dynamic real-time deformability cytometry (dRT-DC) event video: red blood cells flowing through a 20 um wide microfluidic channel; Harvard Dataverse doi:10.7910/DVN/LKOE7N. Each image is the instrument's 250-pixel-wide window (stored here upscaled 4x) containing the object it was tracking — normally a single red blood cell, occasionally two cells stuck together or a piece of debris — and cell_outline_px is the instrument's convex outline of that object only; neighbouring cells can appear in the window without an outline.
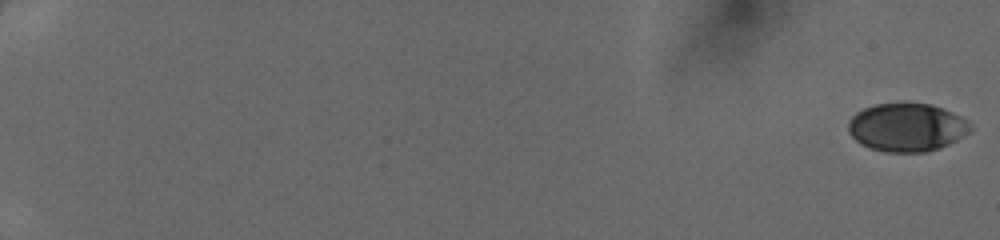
{"species": "human", "species_latin": "Homo sapiens", "temperature_condition": "cold", "stored_images_in_passage": 50, "camera_frame_rate_fps": 3000, "um_per_image_px": 0.085, "donor": {"sex": "female"}, "frame": {"image": 1, "passage_image": 1, "time_ms": 0.0, "image_size_px": [1000, 240], "cell_outline_px": [[972, 128], [968, 132], [956, 140], [940, 148], [924, 152], [884, 152], [860, 144], [848, 132], [848, 120], [856, 112], [864, 108], [876, 104], [932, 104], [952, 112], [968, 120], [972, 124]], "centroid_in_image_um": [77.07, 10.83], "position_along_channel_um": 7.9, "area_um2": 34.22}}
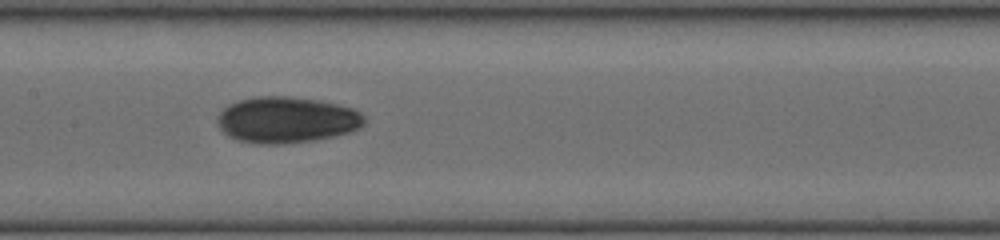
{"frame": {"image": 2, "passage_image": 29, "time_ms": 9.333, "image_size_px": [1000, 240], "cell_outline_px": [[364, 124], [360, 128], [348, 132], [332, 136], [312, 140], [284, 144], [256, 144], [240, 140], [228, 136], [216, 124], [216, 116], [228, 104], [236, 100], [256, 96], [288, 96], [320, 100], [352, 108], [360, 112], [364, 116]], "centroid_in_image_um": [24.31, 10.18], "position_along_channel_um": 183.1, "area_um2": 39.71}}
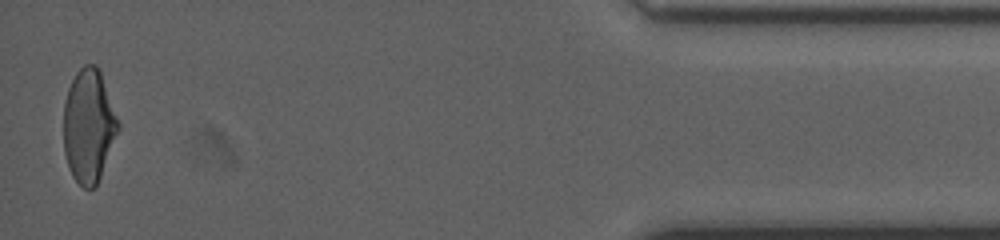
{"frame": {"image": 3, "passage_image": 50, "time_ms": 16.333, "image_size_px": [1000, 240], "cell_outline_px": [[120, 128], [100, 176], [96, 184], [92, 188], [84, 188], [72, 176], [64, 152], [64, 104], [68, 88], [76, 72], [84, 64], [96, 64], [100, 68], [120, 124]], "centroid_in_image_um": [7.55, 10.65], "position_along_channel_um": 427.7, "area_um2": 36.01}}